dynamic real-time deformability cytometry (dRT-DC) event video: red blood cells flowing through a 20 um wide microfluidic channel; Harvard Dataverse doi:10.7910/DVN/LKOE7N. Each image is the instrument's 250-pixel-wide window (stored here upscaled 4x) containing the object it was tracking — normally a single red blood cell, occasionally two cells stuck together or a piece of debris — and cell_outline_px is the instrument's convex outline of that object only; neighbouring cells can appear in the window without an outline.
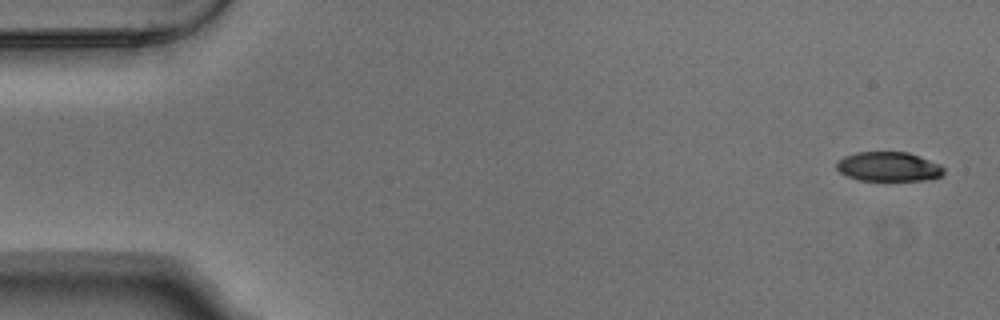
{"species": "Egyptian fruit bat (a non-hibernating species)", "species_latin": "Rousettus aegyptiacus", "temperature_condition": "warm", "stored_images_in_passage": 6, "camera_frame_rate_fps": 3000, "um_per_image_px": 0.085, "animal": {"sex": "male"}, "frame": {"image": 1, "passage_image": 1, "time_ms": 0.0, "image_size_px": [1000, 320], "cell_outline_px": [[944, 172], [940, 176], [928, 180], [860, 180], [848, 176], [840, 172], [836, 168], [836, 164], [844, 156], [856, 152], [908, 152], [940, 164], [944, 168]], "centroid_in_image_um": [75.54, 14.16], "position_along_channel_um": 9.5, "area_um2": 18.26}}